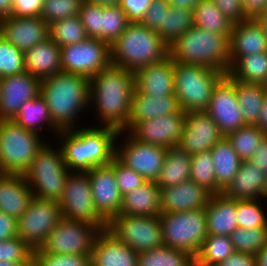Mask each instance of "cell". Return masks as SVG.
<instances>
[{
    "mask_svg": "<svg viewBox=\"0 0 267 266\" xmlns=\"http://www.w3.org/2000/svg\"><path fill=\"white\" fill-rule=\"evenodd\" d=\"M235 252L256 254L267 243V227L236 228L230 235Z\"/></svg>",
    "mask_w": 267,
    "mask_h": 266,
    "instance_id": "obj_44",
    "label": "cell"
},
{
    "mask_svg": "<svg viewBox=\"0 0 267 266\" xmlns=\"http://www.w3.org/2000/svg\"><path fill=\"white\" fill-rule=\"evenodd\" d=\"M49 38L60 47L82 42L87 33L79 16L68 17L48 25Z\"/></svg>",
    "mask_w": 267,
    "mask_h": 266,
    "instance_id": "obj_38",
    "label": "cell"
},
{
    "mask_svg": "<svg viewBox=\"0 0 267 266\" xmlns=\"http://www.w3.org/2000/svg\"><path fill=\"white\" fill-rule=\"evenodd\" d=\"M44 0H13L10 16H40Z\"/></svg>",
    "mask_w": 267,
    "mask_h": 266,
    "instance_id": "obj_55",
    "label": "cell"
},
{
    "mask_svg": "<svg viewBox=\"0 0 267 266\" xmlns=\"http://www.w3.org/2000/svg\"><path fill=\"white\" fill-rule=\"evenodd\" d=\"M256 266H267V243L255 254Z\"/></svg>",
    "mask_w": 267,
    "mask_h": 266,
    "instance_id": "obj_63",
    "label": "cell"
},
{
    "mask_svg": "<svg viewBox=\"0 0 267 266\" xmlns=\"http://www.w3.org/2000/svg\"><path fill=\"white\" fill-rule=\"evenodd\" d=\"M184 266H205L196 257H191Z\"/></svg>",
    "mask_w": 267,
    "mask_h": 266,
    "instance_id": "obj_66",
    "label": "cell"
},
{
    "mask_svg": "<svg viewBox=\"0 0 267 266\" xmlns=\"http://www.w3.org/2000/svg\"><path fill=\"white\" fill-rule=\"evenodd\" d=\"M130 21L118 6L103 7L102 41L111 45L127 28Z\"/></svg>",
    "mask_w": 267,
    "mask_h": 266,
    "instance_id": "obj_45",
    "label": "cell"
},
{
    "mask_svg": "<svg viewBox=\"0 0 267 266\" xmlns=\"http://www.w3.org/2000/svg\"><path fill=\"white\" fill-rule=\"evenodd\" d=\"M246 13L250 17H257L263 10L267 0H242Z\"/></svg>",
    "mask_w": 267,
    "mask_h": 266,
    "instance_id": "obj_60",
    "label": "cell"
},
{
    "mask_svg": "<svg viewBox=\"0 0 267 266\" xmlns=\"http://www.w3.org/2000/svg\"><path fill=\"white\" fill-rule=\"evenodd\" d=\"M230 36L193 26L171 43L169 56L174 62L214 68L227 74Z\"/></svg>",
    "mask_w": 267,
    "mask_h": 266,
    "instance_id": "obj_4",
    "label": "cell"
},
{
    "mask_svg": "<svg viewBox=\"0 0 267 266\" xmlns=\"http://www.w3.org/2000/svg\"><path fill=\"white\" fill-rule=\"evenodd\" d=\"M122 133L116 128H83L57 133L62 146L64 161L70 170L88 172L100 165L109 164L115 157V138Z\"/></svg>",
    "mask_w": 267,
    "mask_h": 266,
    "instance_id": "obj_3",
    "label": "cell"
},
{
    "mask_svg": "<svg viewBox=\"0 0 267 266\" xmlns=\"http://www.w3.org/2000/svg\"><path fill=\"white\" fill-rule=\"evenodd\" d=\"M37 132L0 120V173L23 174L44 145Z\"/></svg>",
    "mask_w": 267,
    "mask_h": 266,
    "instance_id": "obj_8",
    "label": "cell"
},
{
    "mask_svg": "<svg viewBox=\"0 0 267 266\" xmlns=\"http://www.w3.org/2000/svg\"><path fill=\"white\" fill-rule=\"evenodd\" d=\"M24 266H42V265L34 256H32L26 263H24Z\"/></svg>",
    "mask_w": 267,
    "mask_h": 266,
    "instance_id": "obj_67",
    "label": "cell"
},
{
    "mask_svg": "<svg viewBox=\"0 0 267 266\" xmlns=\"http://www.w3.org/2000/svg\"><path fill=\"white\" fill-rule=\"evenodd\" d=\"M112 168L114 169L116 182L122 195L139 188L146 182L141 175L133 169L126 167L116 157L112 159Z\"/></svg>",
    "mask_w": 267,
    "mask_h": 266,
    "instance_id": "obj_51",
    "label": "cell"
},
{
    "mask_svg": "<svg viewBox=\"0 0 267 266\" xmlns=\"http://www.w3.org/2000/svg\"><path fill=\"white\" fill-rule=\"evenodd\" d=\"M211 195L191 179L161 188V213L205 209Z\"/></svg>",
    "mask_w": 267,
    "mask_h": 266,
    "instance_id": "obj_22",
    "label": "cell"
},
{
    "mask_svg": "<svg viewBox=\"0 0 267 266\" xmlns=\"http://www.w3.org/2000/svg\"><path fill=\"white\" fill-rule=\"evenodd\" d=\"M33 252V248L18 236L0 241V261L27 262Z\"/></svg>",
    "mask_w": 267,
    "mask_h": 266,
    "instance_id": "obj_50",
    "label": "cell"
},
{
    "mask_svg": "<svg viewBox=\"0 0 267 266\" xmlns=\"http://www.w3.org/2000/svg\"><path fill=\"white\" fill-rule=\"evenodd\" d=\"M101 230L87 222L62 218L40 248L33 253L91 256Z\"/></svg>",
    "mask_w": 267,
    "mask_h": 266,
    "instance_id": "obj_10",
    "label": "cell"
},
{
    "mask_svg": "<svg viewBox=\"0 0 267 266\" xmlns=\"http://www.w3.org/2000/svg\"><path fill=\"white\" fill-rule=\"evenodd\" d=\"M186 113L180 110L170 114L137 122L130 130V136L139 142L157 145L166 149L178 145L185 123Z\"/></svg>",
    "mask_w": 267,
    "mask_h": 266,
    "instance_id": "obj_17",
    "label": "cell"
},
{
    "mask_svg": "<svg viewBox=\"0 0 267 266\" xmlns=\"http://www.w3.org/2000/svg\"><path fill=\"white\" fill-rule=\"evenodd\" d=\"M213 162L210 150L192 155L190 179L211 194H220L222 190L216 185Z\"/></svg>",
    "mask_w": 267,
    "mask_h": 266,
    "instance_id": "obj_39",
    "label": "cell"
},
{
    "mask_svg": "<svg viewBox=\"0 0 267 266\" xmlns=\"http://www.w3.org/2000/svg\"><path fill=\"white\" fill-rule=\"evenodd\" d=\"M256 126L267 136V98L262 105Z\"/></svg>",
    "mask_w": 267,
    "mask_h": 266,
    "instance_id": "obj_62",
    "label": "cell"
},
{
    "mask_svg": "<svg viewBox=\"0 0 267 266\" xmlns=\"http://www.w3.org/2000/svg\"><path fill=\"white\" fill-rule=\"evenodd\" d=\"M14 120L25 129L37 133L44 129V124H48L49 127L52 129L54 128L56 132H60L54 126L49 114L47 103L40 94L34 99L23 103L20 107L18 115L14 118Z\"/></svg>",
    "mask_w": 267,
    "mask_h": 266,
    "instance_id": "obj_37",
    "label": "cell"
},
{
    "mask_svg": "<svg viewBox=\"0 0 267 266\" xmlns=\"http://www.w3.org/2000/svg\"><path fill=\"white\" fill-rule=\"evenodd\" d=\"M174 94L185 113L206 111L217 83L225 72L199 65L174 62Z\"/></svg>",
    "mask_w": 267,
    "mask_h": 266,
    "instance_id": "obj_6",
    "label": "cell"
},
{
    "mask_svg": "<svg viewBox=\"0 0 267 266\" xmlns=\"http://www.w3.org/2000/svg\"><path fill=\"white\" fill-rule=\"evenodd\" d=\"M93 202L99 215L109 223L120 214L123 195L120 193L112 161L88 171Z\"/></svg>",
    "mask_w": 267,
    "mask_h": 266,
    "instance_id": "obj_18",
    "label": "cell"
},
{
    "mask_svg": "<svg viewBox=\"0 0 267 266\" xmlns=\"http://www.w3.org/2000/svg\"><path fill=\"white\" fill-rule=\"evenodd\" d=\"M266 135L256 125H246L229 133L226 138L243 160H249Z\"/></svg>",
    "mask_w": 267,
    "mask_h": 266,
    "instance_id": "obj_40",
    "label": "cell"
},
{
    "mask_svg": "<svg viewBox=\"0 0 267 266\" xmlns=\"http://www.w3.org/2000/svg\"><path fill=\"white\" fill-rule=\"evenodd\" d=\"M88 2L101 5L103 7L118 6L121 0H86Z\"/></svg>",
    "mask_w": 267,
    "mask_h": 266,
    "instance_id": "obj_65",
    "label": "cell"
},
{
    "mask_svg": "<svg viewBox=\"0 0 267 266\" xmlns=\"http://www.w3.org/2000/svg\"><path fill=\"white\" fill-rule=\"evenodd\" d=\"M152 0H121L120 7L130 22H141Z\"/></svg>",
    "mask_w": 267,
    "mask_h": 266,
    "instance_id": "obj_56",
    "label": "cell"
},
{
    "mask_svg": "<svg viewBox=\"0 0 267 266\" xmlns=\"http://www.w3.org/2000/svg\"><path fill=\"white\" fill-rule=\"evenodd\" d=\"M0 34L23 53L49 37L48 24L40 17H4Z\"/></svg>",
    "mask_w": 267,
    "mask_h": 266,
    "instance_id": "obj_21",
    "label": "cell"
},
{
    "mask_svg": "<svg viewBox=\"0 0 267 266\" xmlns=\"http://www.w3.org/2000/svg\"><path fill=\"white\" fill-rule=\"evenodd\" d=\"M107 230L138 254L164 246L159 216L119 214L108 223Z\"/></svg>",
    "mask_w": 267,
    "mask_h": 266,
    "instance_id": "obj_11",
    "label": "cell"
},
{
    "mask_svg": "<svg viewBox=\"0 0 267 266\" xmlns=\"http://www.w3.org/2000/svg\"><path fill=\"white\" fill-rule=\"evenodd\" d=\"M265 91H266V97H267V82L264 84Z\"/></svg>",
    "mask_w": 267,
    "mask_h": 266,
    "instance_id": "obj_71",
    "label": "cell"
},
{
    "mask_svg": "<svg viewBox=\"0 0 267 266\" xmlns=\"http://www.w3.org/2000/svg\"><path fill=\"white\" fill-rule=\"evenodd\" d=\"M194 26L193 10L170 7L165 12L164 42L170 46L178 37Z\"/></svg>",
    "mask_w": 267,
    "mask_h": 266,
    "instance_id": "obj_42",
    "label": "cell"
},
{
    "mask_svg": "<svg viewBox=\"0 0 267 266\" xmlns=\"http://www.w3.org/2000/svg\"><path fill=\"white\" fill-rule=\"evenodd\" d=\"M135 74L110 64L90 78L89 102L96 103L103 126L122 131L129 122Z\"/></svg>",
    "mask_w": 267,
    "mask_h": 266,
    "instance_id": "obj_1",
    "label": "cell"
},
{
    "mask_svg": "<svg viewBox=\"0 0 267 266\" xmlns=\"http://www.w3.org/2000/svg\"><path fill=\"white\" fill-rule=\"evenodd\" d=\"M17 236V220L0 211V241Z\"/></svg>",
    "mask_w": 267,
    "mask_h": 266,
    "instance_id": "obj_58",
    "label": "cell"
},
{
    "mask_svg": "<svg viewBox=\"0 0 267 266\" xmlns=\"http://www.w3.org/2000/svg\"><path fill=\"white\" fill-rule=\"evenodd\" d=\"M191 257L183 250L163 246L139 253L138 266H184Z\"/></svg>",
    "mask_w": 267,
    "mask_h": 266,
    "instance_id": "obj_43",
    "label": "cell"
},
{
    "mask_svg": "<svg viewBox=\"0 0 267 266\" xmlns=\"http://www.w3.org/2000/svg\"><path fill=\"white\" fill-rule=\"evenodd\" d=\"M24 263L26 262H5L0 261V266H24Z\"/></svg>",
    "mask_w": 267,
    "mask_h": 266,
    "instance_id": "obj_68",
    "label": "cell"
},
{
    "mask_svg": "<svg viewBox=\"0 0 267 266\" xmlns=\"http://www.w3.org/2000/svg\"><path fill=\"white\" fill-rule=\"evenodd\" d=\"M215 266H256L255 255L251 253L234 252Z\"/></svg>",
    "mask_w": 267,
    "mask_h": 266,
    "instance_id": "obj_57",
    "label": "cell"
},
{
    "mask_svg": "<svg viewBox=\"0 0 267 266\" xmlns=\"http://www.w3.org/2000/svg\"><path fill=\"white\" fill-rule=\"evenodd\" d=\"M135 89L151 97L174 94V61L168 55L157 63L138 69L135 73Z\"/></svg>",
    "mask_w": 267,
    "mask_h": 266,
    "instance_id": "obj_24",
    "label": "cell"
},
{
    "mask_svg": "<svg viewBox=\"0 0 267 266\" xmlns=\"http://www.w3.org/2000/svg\"><path fill=\"white\" fill-rule=\"evenodd\" d=\"M61 64L63 72L91 78L111 64L110 45L95 38L66 45L61 47Z\"/></svg>",
    "mask_w": 267,
    "mask_h": 266,
    "instance_id": "obj_14",
    "label": "cell"
},
{
    "mask_svg": "<svg viewBox=\"0 0 267 266\" xmlns=\"http://www.w3.org/2000/svg\"><path fill=\"white\" fill-rule=\"evenodd\" d=\"M25 72L24 53L0 34V78Z\"/></svg>",
    "mask_w": 267,
    "mask_h": 266,
    "instance_id": "obj_46",
    "label": "cell"
},
{
    "mask_svg": "<svg viewBox=\"0 0 267 266\" xmlns=\"http://www.w3.org/2000/svg\"><path fill=\"white\" fill-rule=\"evenodd\" d=\"M210 152L214 161L216 185L223 191L238 172L243 160L226 137H223Z\"/></svg>",
    "mask_w": 267,
    "mask_h": 266,
    "instance_id": "obj_33",
    "label": "cell"
},
{
    "mask_svg": "<svg viewBox=\"0 0 267 266\" xmlns=\"http://www.w3.org/2000/svg\"><path fill=\"white\" fill-rule=\"evenodd\" d=\"M194 26L220 35H231L234 23L212 0H201L193 10Z\"/></svg>",
    "mask_w": 267,
    "mask_h": 266,
    "instance_id": "obj_36",
    "label": "cell"
},
{
    "mask_svg": "<svg viewBox=\"0 0 267 266\" xmlns=\"http://www.w3.org/2000/svg\"><path fill=\"white\" fill-rule=\"evenodd\" d=\"M41 80L28 72L0 78V120H13L20 107L40 94Z\"/></svg>",
    "mask_w": 267,
    "mask_h": 266,
    "instance_id": "obj_19",
    "label": "cell"
},
{
    "mask_svg": "<svg viewBox=\"0 0 267 266\" xmlns=\"http://www.w3.org/2000/svg\"><path fill=\"white\" fill-rule=\"evenodd\" d=\"M258 20H267V2L263 8V10L260 12V14L256 17Z\"/></svg>",
    "mask_w": 267,
    "mask_h": 266,
    "instance_id": "obj_69",
    "label": "cell"
},
{
    "mask_svg": "<svg viewBox=\"0 0 267 266\" xmlns=\"http://www.w3.org/2000/svg\"><path fill=\"white\" fill-rule=\"evenodd\" d=\"M62 219L58 201L33 197L27 210L17 220V236L37 249Z\"/></svg>",
    "mask_w": 267,
    "mask_h": 266,
    "instance_id": "obj_13",
    "label": "cell"
},
{
    "mask_svg": "<svg viewBox=\"0 0 267 266\" xmlns=\"http://www.w3.org/2000/svg\"><path fill=\"white\" fill-rule=\"evenodd\" d=\"M234 252L229 236L207 235L195 257L205 266H215Z\"/></svg>",
    "mask_w": 267,
    "mask_h": 266,
    "instance_id": "obj_41",
    "label": "cell"
},
{
    "mask_svg": "<svg viewBox=\"0 0 267 266\" xmlns=\"http://www.w3.org/2000/svg\"><path fill=\"white\" fill-rule=\"evenodd\" d=\"M159 217L164 246L195 257L208 235L205 209L161 213Z\"/></svg>",
    "mask_w": 267,
    "mask_h": 266,
    "instance_id": "obj_9",
    "label": "cell"
},
{
    "mask_svg": "<svg viewBox=\"0 0 267 266\" xmlns=\"http://www.w3.org/2000/svg\"><path fill=\"white\" fill-rule=\"evenodd\" d=\"M122 145L124 146L120 149L115 148V157L146 181L155 182L163 166L167 149L139 142L132 136Z\"/></svg>",
    "mask_w": 267,
    "mask_h": 266,
    "instance_id": "obj_16",
    "label": "cell"
},
{
    "mask_svg": "<svg viewBox=\"0 0 267 266\" xmlns=\"http://www.w3.org/2000/svg\"><path fill=\"white\" fill-rule=\"evenodd\" d=\"M138 255L105 229L96 237L91 264L92 266H138Z\"/></svg>",
    "mask_w": 267,
    "mask_h": 266,
    "instance_id": "obj_25",
    "label": "cell"
},
{
    "mask_svg": "<svg viewBox=\"0 0 267 266\" xmlns=\"http://www.w3.org/2000/svg\"><path fill=\"white\" fill-rule=\"evenodd\" d=\"M84 0H44L40 17L50 23L78 16Z\"/></svg>",
    "mask_w": 267,
    "mask_h": 266,
    "instance_id": "obj_47",
    "label": "cell"
},
{
    "mask_svg": "<svg viewBox=\"0 0 267 266\" xmlns=\"http://www.w3.org/2000/svg\"><path fill=\"white\" fill-rule=\"evenodd\" d=\"M40 95L47 103L54 126L59 131L73 130L77 113L90 104V78L58 72L41 80Z\"/></svg>",
    "mask_w": 267,
    "mask_h": 266,
    "instance_id": "obj_2",
    "label": "cell"
},
{
    "mask_svg": "<svg viewBox=\"0 0 267 266\" xmlns=\"http://www.w3.org/2000/svg\"><path fill=\"white\" fill-rule=\"evenodd\" d=\"M248 161L253 165H257L267 175V136L264 137L260 146Z\"/></svg>",
    "mask_w": 267,
    "mask_h": 266,
    "instance_id": "obj_59",
    "label": "cell"
},
{
    "mask_svg": "<svg viewBox=\"0 0 267 266\" xmlns=\"http://www.w3.org/2000/svg\"><path fill=\"white\" fill-rule=\"evenodd\" d=\"M227 75L246 83L267 82V52L254 53L238 58L227 71Z\"/></svg>",
    "mask_w": 267,
    "mask_h": 266,
    "instance_id": "obj_35",
    "label": "cell"
},
{
    "mask_svg": "<svg viewBox=\"0 0 267 266\" xmlns=\"http://www.w3.org/2000/svg\"><path fill=\"white\" fill-rule=\"evenodd\" d=\"M258 201V199L237 200L238 227L245 229L267 227V218Z\"/></svg>",
    "mask_w": 267,
    "mask_h": 266,
    "instance_id": "obj_48",
    "label": "cell"
},
{
    "mask_svg": "<svg viewBox=\"0 0 267 266\" xmlns=\"http://www.w3.org/2000/svg\"><path fill=\"white\" fill-rule=\"evenodd\" d=\"M192 155L178 146L168 148L155 183L160 188L177 185L190 180Z\"/></svg>",
    "mask_w": 267,
    "mask_h": 266,
    "instance_id": "obj_32",
    "label": "cell"
},
{
    "mask_svg": "<svg viewBox=\"0 0 267 266\" xmlns=\"http://www.w3.org/2000/svg\"><path fill=\"white\" fill-rule=\"evenodd\" d=\"M13 0H0V19L9 17Z\"/></svg>",
    "mask_w": 267,
    "mask_h": 266,
    "instance_id": "obj_64",
    "label": "cell"
},
{
    "mask_svg": "<svg viewBox=\"0 0 267 266\" xmlns=\"http://www.w3.org/2000/svg\"><path fill=\"white\" fill-rule=\"evenodd\" d=\"M235 200H256L259 195L267 197V175L257 165L242 161L238 172L222 191Z\"/></svg>",
    "mask_w": 267,
    "mask_h": 266,
    "instance_id": "obj_26",
    "label": "cell"
},
{
    "mask_svg": "<svg viewBox=\"0 0 267 266\" xmlns=\"http://www.w3.org/2000/svg\"><path fill=\"white\" fill-rule=\"evenodd\" d=\"M168 0H152L141 24L159 34L164 41V18L165 12L170 9Z\"/></svg>",
    "mask_w": 267,
    "mask_h": 266,
    "instance_id": "obj_52",
    "label": "cell"
},
{
    "mask_svg": "<svg viewBox=\"0 0 267 266\" xmlns=\"http://www.w3.org/2000/svg\"><path fill=\"white\" fill-rule=\"evenodd\" d=\"M205 214L208 235L229 236L238 228L237 200L223 193L210 196Z\"/></svg>",
    "mask_w": 267,
    "mask_h": 266,
    "instance_id": "obj_29",
    "label": "cell"
},
{
    "mask_svg": "<svg viewBox=\"0 0 267 266\" xmlns=\"http://www.w3.org/2000/svg\"><path fill=\"white\" fill-rule=\"evenodd\" d=\"M33 193L23 174L0 173V211L18 220Z\"/></svg>",
    "mask_w": 267,
    "mask_h": 266,
    "instance_id": "obj_27",
    "label": "cell"
},
{
    "mask_svg": "<svg viewBox=\"0 0 267 266\" xmlns=\"http://www.w3.org/2000/svg\"><path fill=\"white\" fill-rule=\"evenodd\" d=\"M180 111L176 95H166L160 98L133 91L130 119L128 125L121 131H129L137 122L155 117L176 114Z\"/></svg>",
    "mask_w": 267,
    "mask_h": 266,
    "instance_id": "obj_28",
    "label": "cell"
},
{
    "mask_svg": "<svg viewBox=\"0 0 267 266\" xmlns=\"http://www.w3.org/2000/svg\"><path fill=\"white\" fill-rule=\"evenodd\" d=\"M259 21H261V23L263 24L266 34H267V20H259Z\"/></svg>",
    "mask_w": 267,
    "mask_h": 266,
    "instance_id": "obj_70",
    "label": "cell"
},
{
    "mask_svg": "<svg viewBox=\"0 0 267 266\" xmlns=\"http://www.w3.org/2000/svg\"><path fill=\"white\" fill-rule=\"evenodd\" d=\"M25 71L43 80L62 71L61 47L49 37L24 53Z\"/></svg>",
    "mask_w": 267,
    "mask_h": 266,
    "instance_id": "obj_30",
    "label": "cell"
},
{
    "mask_svg": "<svg viewBox=\"0 0 267 266\" xmlns=\"http://www.w3.org/2000/svg\"><path fill=\"white\" fill-rule=\"evenodd\" d=\"M169 55V46L158 33L130 22L125 31L110 45L111 64L135 73L138 69L160 62Z\"/></svg>",
    "mask_w": 267,
    "mask_h": 266,
    "instance_id": "obj_5",
    "label": "cell"
},
{
    "mask_svg": "<svg viewBox=\"0 0 267 266\" xmlns=\"http://www.w3.org/2000/svg\"><path fill=\"white\" fill-rule=\"evenodd\" d=\"M161 214V188L146 181L139 188L122 197L120 215L159 216Z\"/></svg>",
    "mask_w": 267,
    "mask_h": 266,
    "instance_id": "obj_31",
    "label": "cell"
},
{
    "mask_svg": "<svg viewBox=\"0 0 267 266\" xmlns=\"http://www.w3.org/2000/svg\"><path fill=\"white\" fill-rule=\"evenodd\" d=\"M201 0H168V3L171 7L185 8L189 10H194L196 5Z\"/></svg>",
    "mask_w": 267,
    "mask_h": 266,
    "instance_id": "obj_61",
    "label": "cell"
},
{
    "mask_svg": "<svg viewBox=\"0 0 267 266\" xmlns=\"http://www.w3.org/2000/svg\"><path fill=\"white\" fill-rule=\"evenodd\" d=\"M59 204L62 218L87 222L101 231L107 229L108 223L95 208L88 172L78 173L77 171V173L68 174Z\"/></svg>",
    "mask_w": 267,
    "mask_h": 266,
    "instance_id": "obj_12",
    "label": "cell"
},
{
    "mask_svg": "<svg viewBox=\"0 0 267 266\" xmlns=\"http://www.w3.org/2000/svg\"><path fill=\"white\" fill-rule=\"evenodd\" d=\"M217 8L234 24L250 19L242 0H212Z\"/></svg>",
    "mask_w": 267,
    "mask_h": 266,
    "instance_id": "obj_54",
    "label": "cell"
},
{
    "mask_svg": "<svg viewBox=\"0 0 267 266\" xmlns=\"http://www.w3.org/2000/svg\"><path fill=\"white\" fill-rule=\"evenodd\" d=\"M42 266H92L91 256L33 253Z\"/></svg>",
    "mask_w": 267,
    "mask_h": 266,
    "instance_id": "obj_53",
    "label": "cell"
},
{
    "mask_svg": "<svg viewBox=\"0 0 267 266\" xmlns=\"http://www.w3.org/2000/svg\"><path fill=\"white\" fill-rule=\"evenodd\" d=\"M58 150L53 151L50 145L44 143L29 168L23 173L33 197L58 202L62 198L66 178L70 172L61 147Z\"/></svg>",
    "mask_w": 267,
    "mask_h": 266,
    "instance_id": "obj_7",
    "label": "cell"
},
{
    "mask_svg": "<svg viewBox=\"0 0 267 266\" xmlns=\"http://www.w3.org/2000/svg\"><path fill=\"white\" fill-rule=\"evenodd\" d=\"M206 112L218 125L224 137L246 126L237 100L236 80L226 74L217 83Z\"/></svg>",
    "mask_w": 267,
    "mask_h": 266,
    "instance_id": "obj_15",
    "label": "cell"
},
{
    "mask_svg": "<svg viewBox=\"0 0 267 266\" xmlns=\"http://www.w3.org/2000/svg\"><path fill=\"white\" fill-rule=\"evenodd\" d=\"M224 136L206 111L187 112L178 147L191 155L211 150Z\"/></svg>",
    "mask_w": 267,
    "mask_h": 266,
    "instance_id": "obj_20",
    "label": "cell"
},
{
    "mask_svg": "<svg viewBox=\"0 0 267 266\" xmlns=\"http://www.w3.org/2000/svg\"><path fill=\"white\" fill-rule=\"evenodd\" d=\"M236 95L246 125H256L266 100L264 84L236 80Z\"/></svg>",
    "mask_w": 267,
    "mask_h": 266,
    "instance_id": "obj_34",
    "label": "cell"
},
{
    "mask_svg": "<svg viewBox=\"0 0 267 266\" xmlns=\"http://www.w3.org/2000/svg\"><path fill=\"white\" fill-rule=\"evenodd\" d=\"M229 42L230 66L242 56L267 52V34L256 17L235 23Z\"/></svg>",
    "mask_w": 267,
    "mask_h": 266,
    "instance_id": "obj_23",
    "label": "cell"
},
{
    "mask_svg": "<svg viewBox=\"0 0 267 266\" xmlns=\"http://www.w3.org/2000/svg\"><path fill=\"white\" fill-rule=\"evenodd\" d=\"M103 6L84 0L81 4L79 18L85 28L88 38L102 40Z\"/></svg>",
    "mask_w": 267,
    "mask_h": 266,
    "instance_id": "obj_49",
    "label": "cell"
}]
</instances>
